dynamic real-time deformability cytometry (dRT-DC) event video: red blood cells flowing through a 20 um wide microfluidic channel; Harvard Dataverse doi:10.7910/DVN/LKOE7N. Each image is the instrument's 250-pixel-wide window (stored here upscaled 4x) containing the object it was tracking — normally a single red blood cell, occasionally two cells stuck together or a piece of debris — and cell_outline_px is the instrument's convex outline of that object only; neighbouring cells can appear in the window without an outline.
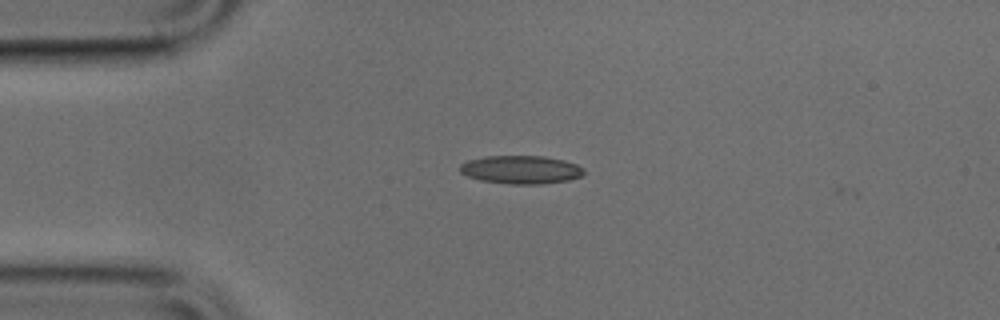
{"species": "common noctule bat (a hibernating species)", "species_latin": "Nyctalus noctula", "temperature_condition": "cold", "stored_images_in_passage": 40, "camera_frame_rate_fps": 3000, "um_per_image_px": 0.085, "animal": {"sex": "male", "body_mass_g": 17.9, "forearm_length_mm": 54.2}, "frame": {"image": 1, "passage_image": 2, "time_ms": 0.333, "image_size_px": [1000, 320], "cell_outline_px": [[584, 172], [580, 176], [568, 180], [540, 184], [512, 184], [480, 180], [468, 176], [460, 172], [460, 164], [468, 160], [484, 156], [544, 156], [564, 160], [576, 164], [584, 168]], "centroid_in_image_um": [44.27, 14.41], "position_along_channel_um": 40.7, "area_um2": 20.35}}
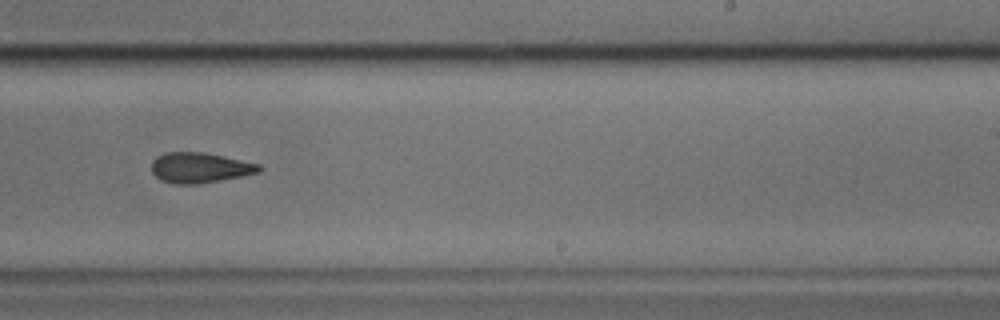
{"frame": {"image": 2, "passage_image": 21, "time_ms": 6.667, "image_size_px": [1000, 320], "cell_outline_px": [[264, 168], [260, 172], [240, 176], [196, 184], [176, 184], [160, 180], [152, 172], [152, 160], [156, 156], [164, 152], [204, 152], [224, 156], [260, 164]], "centroid_in_image_um": [16.97, 14.24], "position_along_channel_um": 272.0, "area_um2": 19.02}}
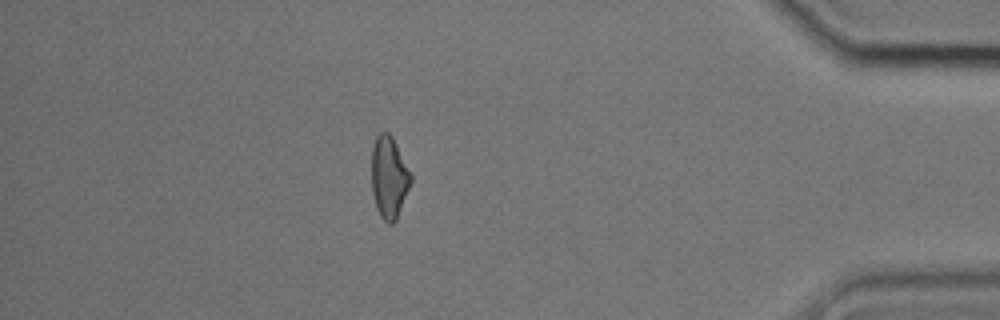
{"frame": {"image": 3, "passage_image": 34, "time_ms": 11.0, "image_size_px": [1000, 320], "cell_outline_px": [[412, 180], [396, 220], [392, 224], [388, 224], [380, 216], [376, 208], [372, 192], [372, 148], [376, 136], [380, 132], [388, 132], [392, 136], [412, 176]], "centroid_in_image_um": [33.06, 15.08], "position_along_channel_um": 402.1, "area_um2": 18.61}}